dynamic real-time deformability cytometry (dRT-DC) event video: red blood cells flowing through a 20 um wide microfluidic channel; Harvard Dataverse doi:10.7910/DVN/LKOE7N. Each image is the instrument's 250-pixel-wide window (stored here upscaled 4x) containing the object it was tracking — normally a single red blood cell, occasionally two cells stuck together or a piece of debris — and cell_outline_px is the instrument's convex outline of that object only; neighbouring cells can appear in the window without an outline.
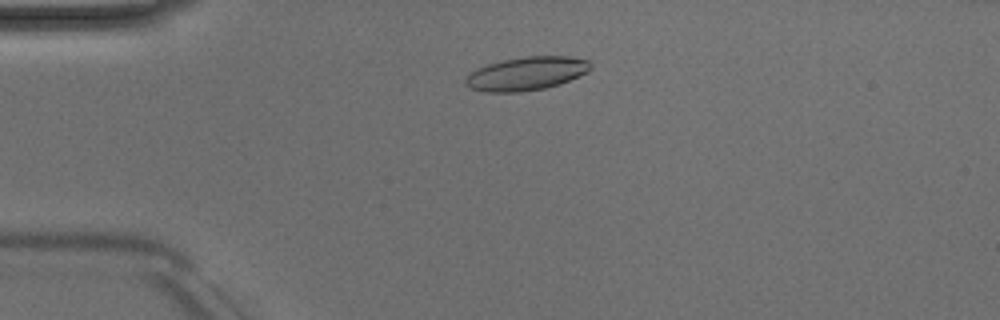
{"species": "Egyptian fruit bat (a non-hibernating species)", "species_latin": "Rousettus aegyptiacus", "temperature_condition": "room temperature", "stored_images_in_passage": 48, "camera_frame_rate_fps": 3000, "um_per_image_px": 0.085, "animal": {"sex": "male"}, "frame": {"image": 1, "passage_image": 10, "time_ms": 3.0, "image_size_px": [1000, 320], "cell_outline_px": [[592, 68], [588, 72], [560, 84], [544, 88], [520, 92], [484, 92], [472, 88], [464, 84], [464, 80], [476, 68], [488, 64], [504, 60], [524, 56], [568, 56], [588, 60], [592, 64]], "centroid_in_image_um": [44.77, 6.25], "position_along_channel_um": 40.2, "area_um2": 24.39}}
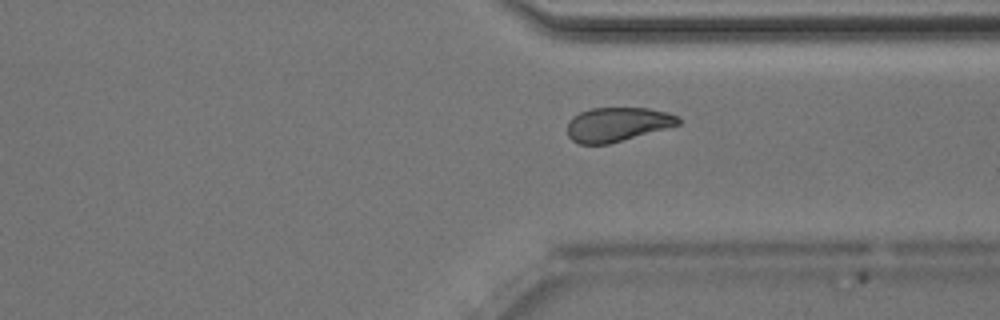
{"frame": {"image": 2, "passage_image": 36, "time_ms": 11.667, "image_size_px": [1000, 320], "cell_outline_px": [[680, 124], [608, 144], [580, 144], [572, 140], [568, 136], [568, 120], [572, 116], [580, 112], [592, 108], [648, 108], [680, 116]], "centroid_in_image_um": [52.44, 10.56], "position_along_channel_um": 359.0, "area_um2": 21.91}}
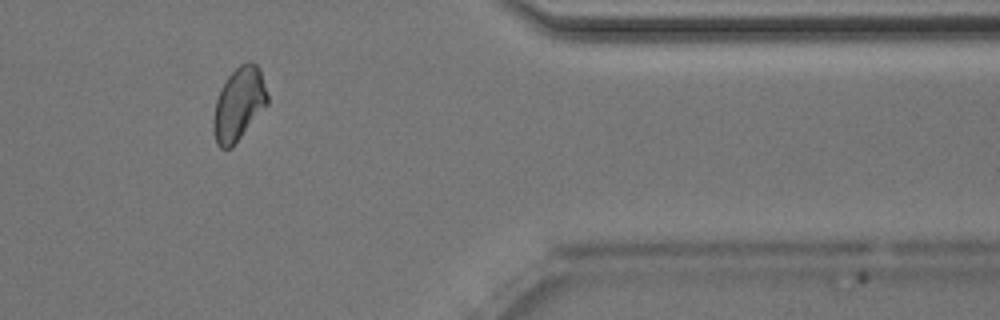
{"frame": {"image": 3, "passage_image": 40, "time_ms": 13.0, "image_size_px": [1000, 320], "cell_outline_px": [[268, 104], [232, 148], [220, 148], [216, 144], [212, 128], [212, 120], [216, 100], [220, 88], [228, 76], [240, 64], [248, 60], [256, 64], [260, 68], [268, 96]], "centroid_in_image_um": [20.29, 8.85], "position_along_channel_um": 391.1, "area_um2": 23.24}, "authors_computed_cell_mechanics": {"area_um2": 23.1489, "velocity_mm_per_s": 4.0234, "shape_relaxation_time_tau1_ms": 5.8824, "shape_relaxation_time_tau2_ms": 5.394, "deformation_change_tau1": 0.1533, "deformation_change_tau2": 0.1192}}